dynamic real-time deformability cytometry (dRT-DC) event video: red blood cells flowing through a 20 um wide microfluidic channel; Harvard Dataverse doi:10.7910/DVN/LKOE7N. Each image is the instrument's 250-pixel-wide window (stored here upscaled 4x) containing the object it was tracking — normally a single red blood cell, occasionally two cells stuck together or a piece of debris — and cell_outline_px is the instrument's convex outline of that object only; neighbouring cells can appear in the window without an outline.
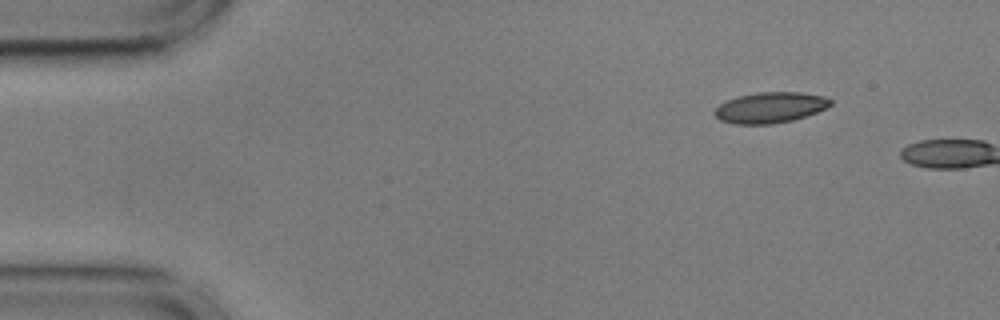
{"species": "common noctule bat (a hibernating species)", "species_latin": "Nyctalus noctula", "temperature_condition": "cold", "stored_images_in_passage": 3, "camera_frame_rate_fps": 3000, "um_per_image_px": 0.085, "animal": {"sex": "male", "body_mass_g": 17.9, "forearm_length_mm": 54.2}, "frame": {"image": 1, "passage_image": 1, "time_ms": 0.0, "image_size_px": [1000, 320], "cell_outline_px": [[832, 104], [816, 112], [792, 120], [772, 124], [736, 124], [720, 120], [712, 112], [720, 104], [728, 100], [740, 96], [760, 92], [800, 92], [824, 96], [832, 100]], "centroid_in_image_um": [65.46, 9.14], "position_along_channel_um": 19.5, "area_um2": 20.52}}